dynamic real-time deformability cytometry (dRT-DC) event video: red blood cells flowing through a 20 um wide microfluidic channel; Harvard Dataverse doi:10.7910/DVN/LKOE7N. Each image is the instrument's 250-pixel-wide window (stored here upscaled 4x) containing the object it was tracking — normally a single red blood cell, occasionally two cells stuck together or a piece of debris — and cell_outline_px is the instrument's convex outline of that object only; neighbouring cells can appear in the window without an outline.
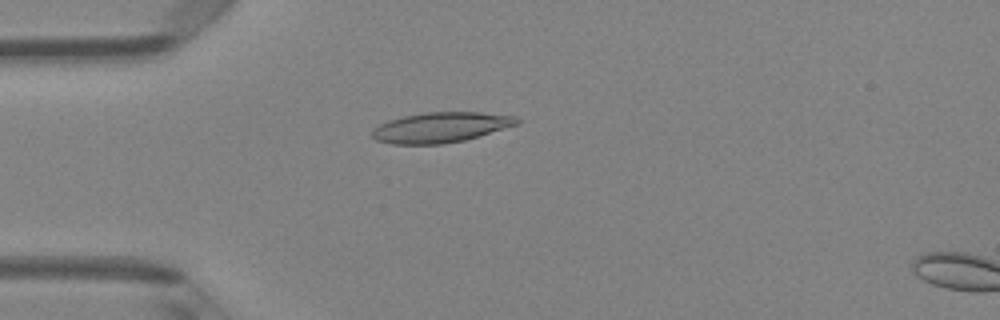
{"species": "Egyptian fruit bat (a non-hibernating species)", "species_latin": "Rousettus aegyptiacus", "temperature_condition": "room temperature", "stored_images_in_passage": 6, "camera_frame_rate_fps": 3000, "um_per_image_px": 0.085, "animal": {"sex": "female"}, "frame": {"image": 1, "passage_image": 6, "time_ms": 6.667, "image_size_px": [1000, 320], "cell_outline_px": [[520, 120], [516, 124], [464, 140], [444, 144], [388, 144], [376, 140], [372, 136], [372, 128], [388, 120], [404, 116], [424, 112], [480, 112], [516, 116]], "centroid_in_image_um": [37.39, 10.82], "position_along_channel_um": 47.6, "area_um2": 25.37}}